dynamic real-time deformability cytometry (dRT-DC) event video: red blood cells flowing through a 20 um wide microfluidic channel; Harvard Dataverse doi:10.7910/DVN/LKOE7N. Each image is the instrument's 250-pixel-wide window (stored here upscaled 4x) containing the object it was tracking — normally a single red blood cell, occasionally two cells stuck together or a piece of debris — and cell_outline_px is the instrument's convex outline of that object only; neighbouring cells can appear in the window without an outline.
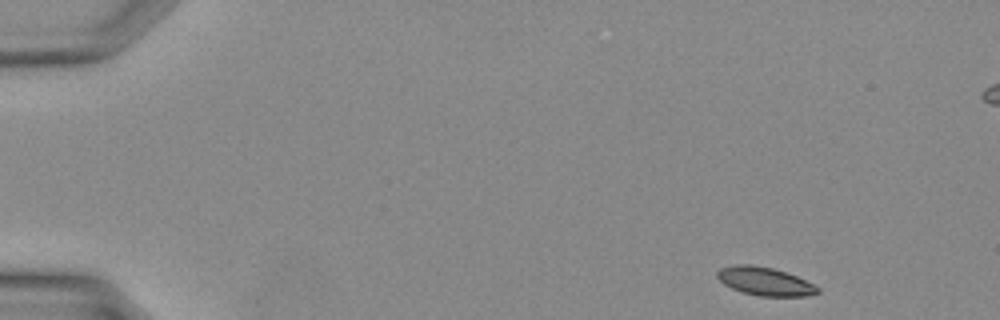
{"species": "Egyptian fruit bat (a non-hibernating species)", "species_latin": "Rousettus aegyptiacus", "temperature_condition": "warm", "stored_images_in_passage": 9, "camera_frame_rate_fps": 3000, "um_per_image_px": 0.085, "animal": {"sex": "female"}, "frame": {"image": 1, "passage_image": 1, "time_ms": 0.0, "image_size_px": [1000, 320], "cell_outline_px": [[820, 292], [804, 296], [760, 296], [744, 292], [732, 288], [724, 284], [716, 276], [716, 272], [720, 268], [736, 264], [752, 264], [772, 268], [796, 276], [820, 288]], "centroid_in_image_um": [64.98, 23.9], "position_along_channel_um": 20.0, "area_um2": 16.36}}